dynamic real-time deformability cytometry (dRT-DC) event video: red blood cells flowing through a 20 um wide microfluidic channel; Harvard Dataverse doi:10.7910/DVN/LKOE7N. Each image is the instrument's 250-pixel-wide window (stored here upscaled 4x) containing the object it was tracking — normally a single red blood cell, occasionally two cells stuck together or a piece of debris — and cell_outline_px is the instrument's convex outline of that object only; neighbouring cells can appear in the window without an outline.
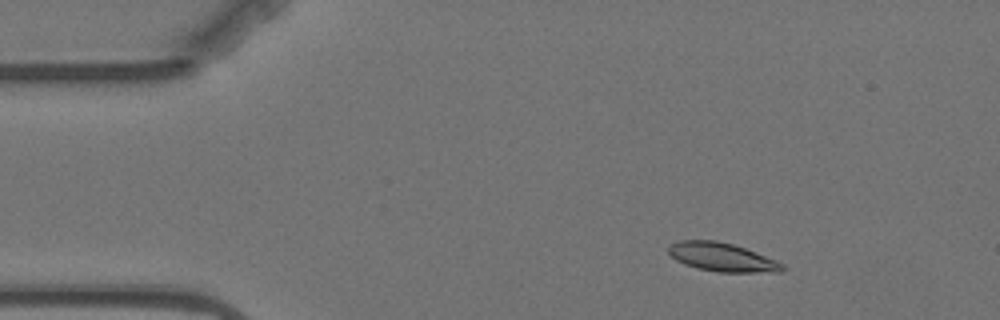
{"species": "Egyptian fruit bat (a non-hibernating species)", "species_latin": "Rousettus aegyptiacus", "temperature_condition": "warm", "stored_images_in_passage": 3, "camera_frame_rate_fps": 3000, "um_per_image_px": 0.085, "animal": {"sex": "female"}, "frame": {"image": 1, "passage_image": 1, "time_ms": 0.0, "image_size_px": [1000, 320], "cell_outline_px": [[784, 268], [780, 272], [716, 272], [696, 268], [684, 264], [676, 260], [668, 252], [668, 248], [672, 244], [680, 240], [716, 240], [732, 244], [744, 248], [776, 260], [784, 264]], "centroid_in_image_um": [61.36, 21.86], "position_along_channel_um": 23.6, "area_um2": 18.9}}